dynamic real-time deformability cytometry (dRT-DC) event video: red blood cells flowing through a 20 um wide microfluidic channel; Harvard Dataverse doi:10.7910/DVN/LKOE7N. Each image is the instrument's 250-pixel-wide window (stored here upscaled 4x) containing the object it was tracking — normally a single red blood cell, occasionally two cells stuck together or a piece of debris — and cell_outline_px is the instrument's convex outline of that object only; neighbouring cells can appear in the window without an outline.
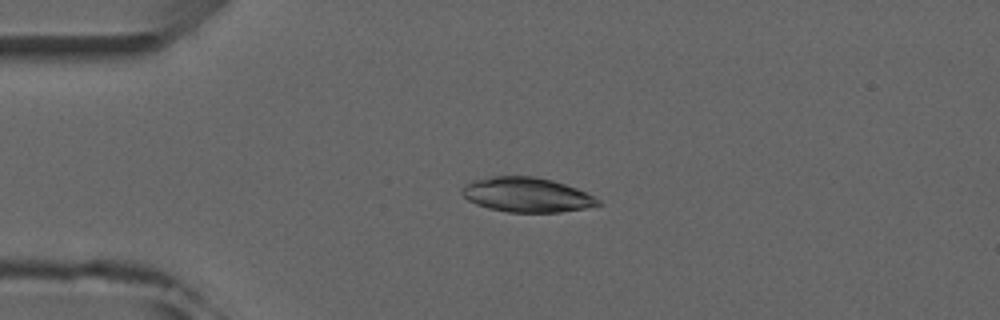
{"species": "common noctule bat (a hibernating species)", "species_latin": "Nyctalus noctula", "temperature_condition": "room temperature", "stored_images_in_passage": 5, "camera_frame_rate_fps": 3000, "um_per_image_px": 0.085, "animal": {"sex": "male", "forearm_length_mm": 52.5}, "frame": {"image": 1, "passage_image": 4, "time_ms": 3.667, "image_size_px": [1000, 320], "cell_outline_px": [[604, 204], [584, 208], [560, 212], [508, 212], [488, 208], [476, 204], [468, 200], [460, 192], [464, 184], [472, 180], [492, 176], [536, 176], [552, 180], [576, 188], [600, 200]], "centroid_in_image_um": [44.74, 16.55], "position_along_channel_um": 40.3, "area_um2": 27.46}}